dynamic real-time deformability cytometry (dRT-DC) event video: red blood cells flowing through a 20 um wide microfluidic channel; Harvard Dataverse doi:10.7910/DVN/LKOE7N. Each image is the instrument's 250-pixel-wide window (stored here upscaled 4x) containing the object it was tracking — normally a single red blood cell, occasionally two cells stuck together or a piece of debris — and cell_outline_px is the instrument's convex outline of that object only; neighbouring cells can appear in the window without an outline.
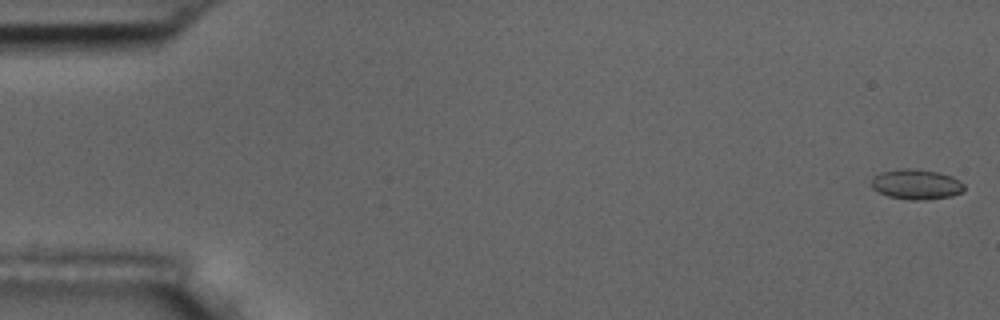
{"species": "common noctule bat (a hibernating species)", "species_latin": "Nyctalus noctula", "temperature_condition": "room temperature", "stored_images_in_passage": 7, "camera_frame_rate_fps": 3000, "um_per_image_px": 0.085, "animal": {"sex": "male", "body_mass_g": 17.5, "forearm_length_mm": 52.3}, "frame": {"image": 1, "passage_image": 1, "time_ms": 0.0, "image_size_px": [1000, 320], "cell_outline_px": [[964, 192], [952, 196], [924, 200], [912, 200], [888, 196], [872, 188], [872, 176], [880, 172], [900, 168], [916, 168], [936, 172], [952, 176], [960, 180], [964, 184]], "centroid_in_image_um": [77.9, 15.66], "position_along_channel_um": 7.1, "area_um2": 16.47}}
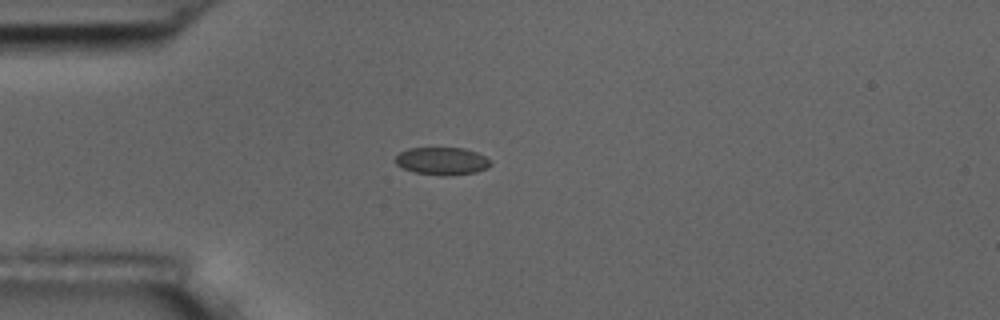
{"frame": {"image": 2, "passage_image": 5, "time_ms": 4.667, "image_size_px": [1000, 320], "cell_outline_px": [[492, 164], [488, 168], [476, 172], [444, 176], [416, 172], [404, 168], [396, 164], [396, 156], [400, 152], [408, 148], [464, 148], [476, 152], [492, 160]], "centroid_in_image_um": [37.62, 13.68], "position_along_channel_um": 47.4, "area_um2": 15.26}}